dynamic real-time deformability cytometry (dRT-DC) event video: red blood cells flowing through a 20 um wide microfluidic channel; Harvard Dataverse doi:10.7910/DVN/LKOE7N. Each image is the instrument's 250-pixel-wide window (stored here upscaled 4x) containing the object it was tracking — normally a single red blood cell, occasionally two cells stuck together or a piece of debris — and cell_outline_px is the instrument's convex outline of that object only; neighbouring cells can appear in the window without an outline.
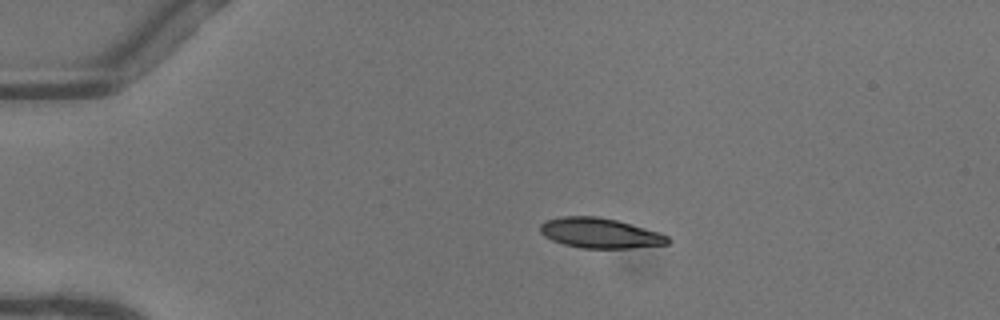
{"species": "common noctule bat (a hibernating species)", "species_latin": "Nyctalus noctula", "temperature_condition": "warm", "stored_images_in_passage": 41, "camera_frame_rate_fps": 3000, "um_per_image_px": 0.085, "animal": {"sex": "female"}, "frame": {"image": 1, "passage_image": 1, "time_ms": 0.0, "image_size_px": [1000, 320], "cell_outline_px": [[672, 240], [668, 244], [628, 248], [584, 248], [564, 244], [552, 240], [544, 236], [540, 232], [540, 224], [548, 220], [564, 216], [596, 216], [616, 220], [656, 232], [668, 236]], "centroid_in_image_um": [50.98, 19.81], "position_along_channel_um": 34.0, "area_um2": 22.02}}
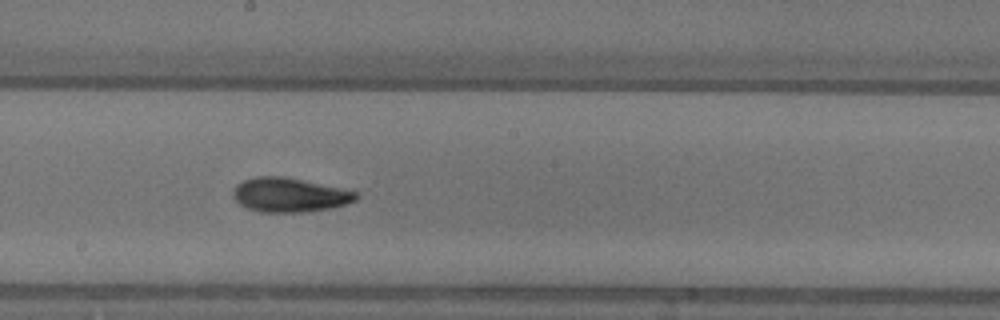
{"frame": {"image": 2, "passage_image": 19, "time_ms": 6.0, "image_size_px": [1000, 320], "cell_outline_px": [[360, 196], [356, 200], [332, 208], [300, 212], [260, 212], [248, 208], [240, 204], [232, 196], [232, 192], [236, 184], [244, 180], [256, 176], [280, 176], [300, 180], [356, 192]], "centroid_in_image_um": [24.55, 16.58], "position_along_channel_um": 223.6, "area_um2": 24.1}}
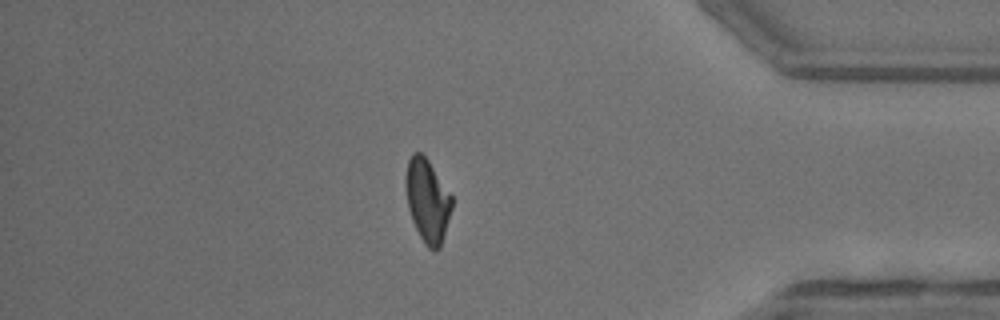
{"frame": {"image": 3, "passage_image": 34, "time_ms": 11.0, "image_size_px": [1000, 320], "cell_outline_px": [[452, 208], [440, 248], [428, 248], [424, 244], [412, 220], [408, 208], [404, 180], [404, 176], [408, 160], [412, 152], [420, 152], [428, 160], [452, 196]], "centroid_in_image_um": [36.3, 17.02], "position_along_channel_um": 398.9, "area_um2": 22.25}, "authors_computed_cell_mechanics": {"area_um2": 23.2356, "velocity_mm_per_s": 4.1056, "shape_relaxation_time_tau1_ms": 4.0459, "shape_relaxation_time_tau2_ms": 3.345, "deformation_change_tau1": 0.1666, "deformation_change_tau2": 0.0813}}